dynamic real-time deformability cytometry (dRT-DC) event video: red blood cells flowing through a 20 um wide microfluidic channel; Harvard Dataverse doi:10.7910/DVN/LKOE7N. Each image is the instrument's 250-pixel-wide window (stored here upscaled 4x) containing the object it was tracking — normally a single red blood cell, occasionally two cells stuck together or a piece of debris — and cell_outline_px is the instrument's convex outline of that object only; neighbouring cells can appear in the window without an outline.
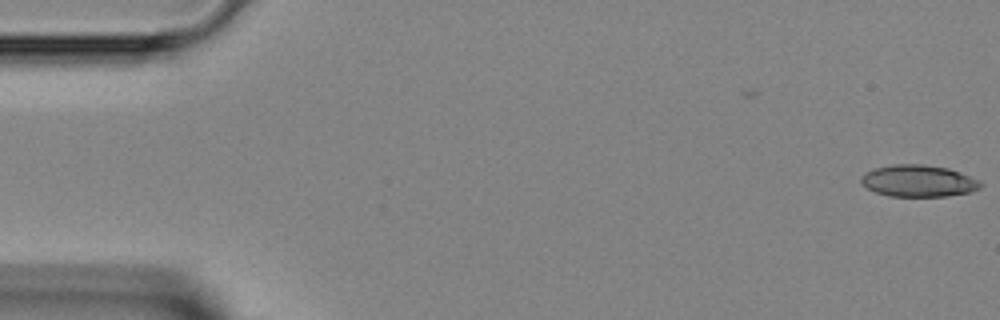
{"species": "Egyptian fruit bat (a non-hibernating species)", "species_latin": "Rousettus aegyptiacus", "temperature_condition": "room temperature", "stored_images_in_passage": 4, "camera_frame_rate_fps": 3000, "um_per_image_px": 0.085, "animal": {"sex": "female"}, "frame": {"image": 1, "passage_image": 4, "time_ms": 1.0, "image_size_px": [1000, 320], "cell_outline_px": [[984, 184], [980, 188], [968, 192], [948, 196], [888, 196], [876, 192], [860, 184], [860, 176], [864, 172], [876, 168], [892, 164], [924, 164], [948, 168], [960, 172], [980, 180]], "centroid_in_image_um": [78.05, 15.37], "position_along_channel_um": 6.9, "area_um2": 22.31}}